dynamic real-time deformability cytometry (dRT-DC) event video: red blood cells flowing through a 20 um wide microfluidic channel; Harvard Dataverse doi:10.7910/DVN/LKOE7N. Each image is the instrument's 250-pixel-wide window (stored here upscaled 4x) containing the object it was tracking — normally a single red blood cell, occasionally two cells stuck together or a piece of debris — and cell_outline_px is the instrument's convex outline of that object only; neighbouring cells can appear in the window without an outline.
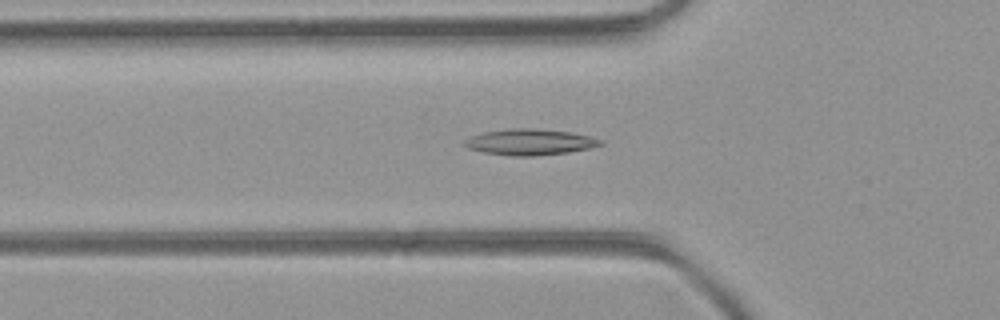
{"species": "common noctule bat (a hibernating species)", "species_latin": "Nyctalus noctula", "temperature_condition": "room temperature", "stored_images_in_passage": 52, "camera_frame_rate_fps": 3000, "um_per_image_px": 0.085, "animal": {"sex": "female", "body_mass_g": 21.9}, "frame": {"image": 1, "passage_image": 17, "time_ms": 5.333, "image_size_px": [1000, 320], "cell_outline_px": [[604, 144], [592, 148], [568, 152], [536, 156], [512, 156], [484, 152], [468, 148], [460, 144], [464, 140], [472, 136], [484, 132], [512, 128], [536, 128], [568, 132], [588, 136], [604, 140]], "centroid_in_image_um": [45.04, 12.08], "position_along_channel_um": 80.8, "area_um2": 20.69}}
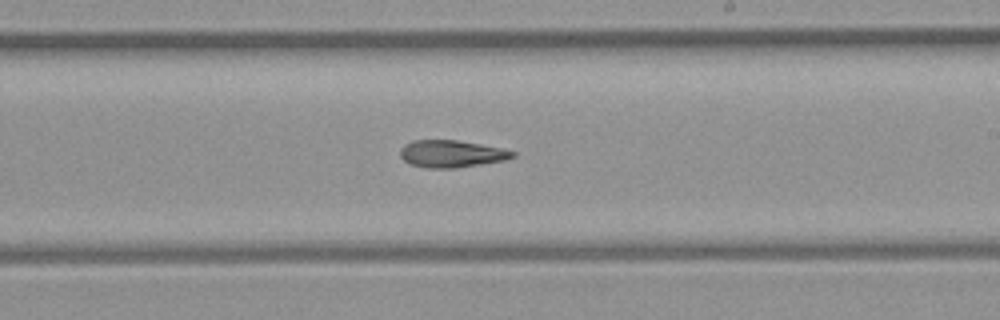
{"frame": {"image": 2, "passage_image": 30, "time_ms": 9.667, "image_size_px": [1000, 320], "cell_outline_px": [[516, 156], [504, 160], [456, 168], [428, 168], [408, 164], [400, 156], [400, 148], [404, 144], [412, 140], [456, 140], [500, 148], [516, 152]], "centroid_in_image_um": [38.32, 13.07], "position_along_channel_um": 250.7, "area_um2": 17.74}}
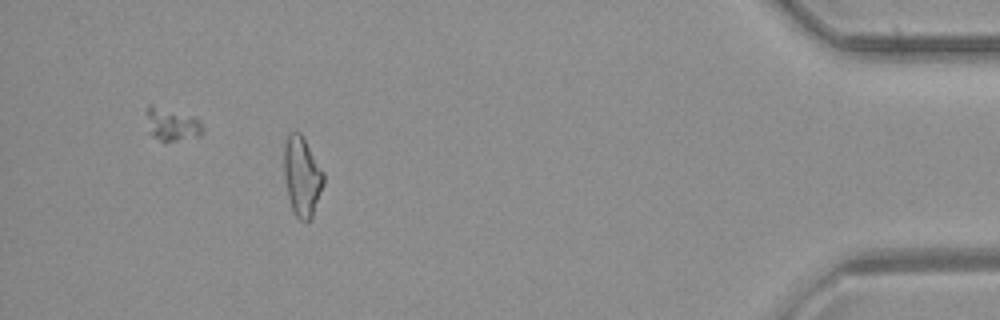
{"frame": {"image": 3, "passage_image": 47, "time_ms": 15.333, "image_size_px": [1000, 320], "cell_outline_px": [[324, 184], [312, 216], [308, 224], [300, 220], [296, 216], [292, 208], [288, 196], [284, 180], [284, 144], [288, 132], [300, 132], [324, 172]], "centroid_in_image_um": [25.66, 15.0], "position_along_channel_um": 409.5, "area_um2": 18.44}}